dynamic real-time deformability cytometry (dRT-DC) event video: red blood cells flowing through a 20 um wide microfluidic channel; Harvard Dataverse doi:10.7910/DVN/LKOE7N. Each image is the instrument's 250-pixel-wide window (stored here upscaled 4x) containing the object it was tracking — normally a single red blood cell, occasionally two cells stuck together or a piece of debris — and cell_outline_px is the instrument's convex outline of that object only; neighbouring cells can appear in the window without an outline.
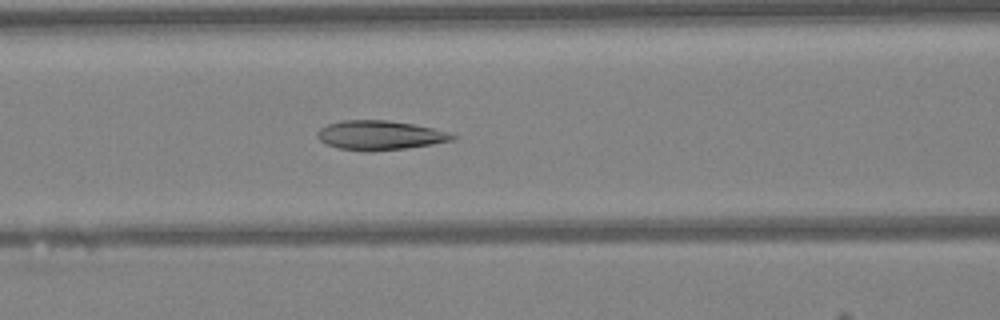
{"species": "Egyptian fruit bat (a non-hibernating species)", "species_latin": "Rousettus aegyptiacus", "temperature_condition": "warm", "stored_images_in_passage": 45, "camera_frame_rate_fps": 3000, "um_per_image_px": 0.085, "animal": {"sex": "female"}, "frame": {"image": 1, "passage_image": 17, "time_ms": 5.333, "image_size_px": [1000, 320], "cell_outline_px": [[456, 136], [452, 140], [432, 144], [404, 148], [340, 148], [328, 144], [320, 140], [316, 136], [316, 132], [320, 128], [328, 124], [340, 120], [388, 120], [412, 124], [432, 128], [448, 132]], "centroid_in_image_um": [32.28, 11.44], "position_along_channel_um": 134.3, "area_um2": 21.96}}
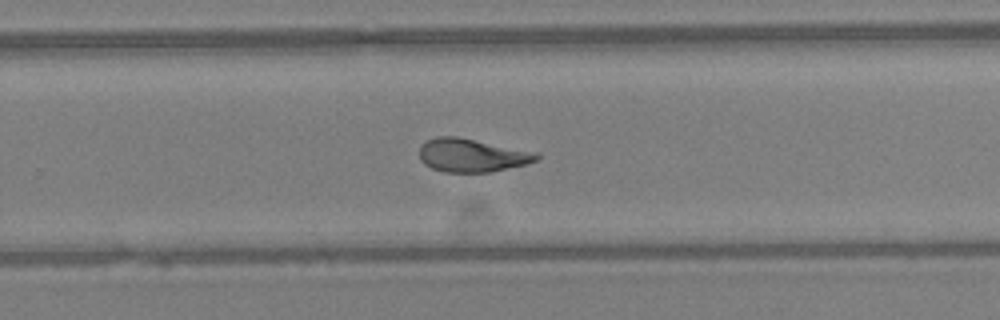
{"frame": {"image": 2, "passage_image": 28, "time_ms": 9.0, "image_size_px": [1000, 320], "cell_outline_px": [[540, 156], [536, 160], [528, 164], [488, 172], [444, 172], [432, 168], [424, 164], [420, 160], [420, 148], [428, 140], [436, 136], [456, 136], [540, 152]], "centroid_in_image_um": [40.15, 13.2], "position_along_channel_um": 289.7, "area_um2": 22.83}}
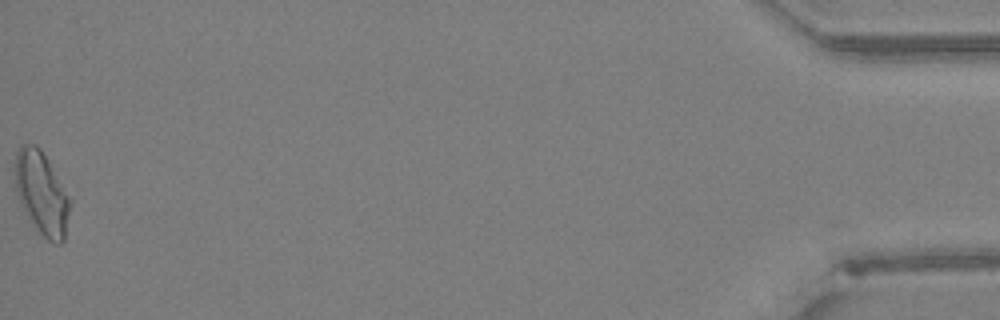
{"frame": {"image": 3, "passage_image": 45, "time_ms": 14.667, "image_size_px": [1000, 320], "cell_outline_px": [[72, 204], [64, 240], [60, 244], [56, 244], [48, 240], [36, 228], [24, 208], [16, 192], [16, 152], [20, 144], [36, 144], [40, 148], [72, 200]], "centroid_in_image_um": [3.58, 16.42], "position_along_channel_um": 431.6, "area_um2": 26.24}, "authors_computed_cell_mechanics": {"area_um2": 22.831, "velocity_mm_per_s": 4.2568, "shape_relaxation_time_tau1_ms": 9.0682, "shape_relaxation_time_tau2_ms": 2.487, "deformation_change_tau1": 0.2301, "deformation_change_tau2": 0.0924}}